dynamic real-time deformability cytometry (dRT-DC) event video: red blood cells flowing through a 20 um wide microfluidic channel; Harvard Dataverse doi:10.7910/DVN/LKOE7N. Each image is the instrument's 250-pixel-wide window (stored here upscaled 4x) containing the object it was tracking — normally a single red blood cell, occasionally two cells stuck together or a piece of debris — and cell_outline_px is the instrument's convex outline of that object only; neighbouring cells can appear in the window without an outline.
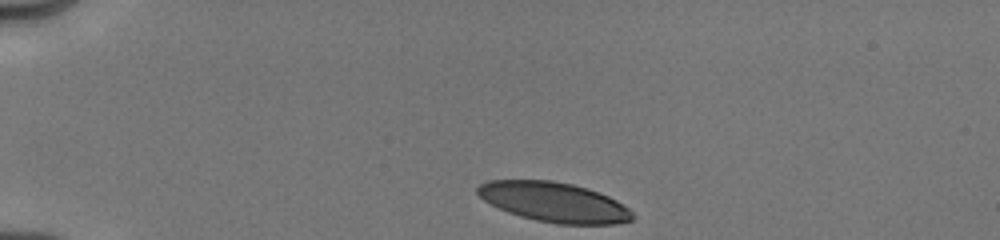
{"species": "human", "species_latin": "Homo sapiens", "temperature_condition": "cold", "stored_images_in_passage": 8, "camera_frame_rate_fps": 3000, "um_per_image_px": 0.085, "donor": {"sex": "male"}, "frame": {"image": 1, "passage_image": 1, "time_ms": 0.0, "image_size_px": [1000, 240], "cell_outline_px": [[636, 220], [616, 224], [556, 224], [536, 220], [520, 216], [508, 212], [484, 200], [476, 192], [476, 188], [480, 184], [488, 180], [552, 180], [572, 184], [588, 188], [608, 196], [616, 200], [628, 208], [636, 216]], "centroid_in_image_um": [47.13, 17.18], "position_along_channel_um": 37.9, "area_um2": 36.01}}
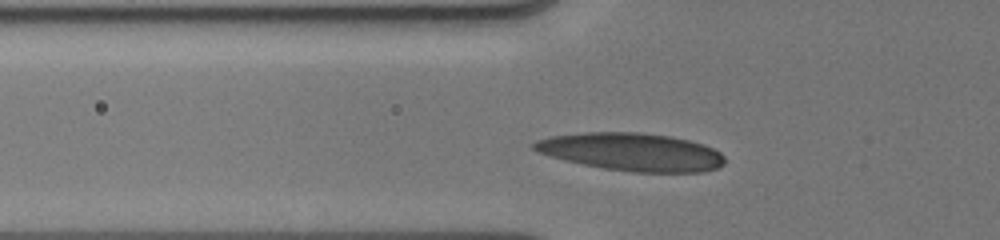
{"frame": {"image": 2, "passage_image": 6, "time_ms": 2.333, "image_size_px": [1000, 240], "cell_outline_px": [[724, 164], [716, 168], [704, 172], [632, 172], [604, 168], [564, 160], [536, 152], [532, 148], [532, 144], [536, 140], [552, 136], [584, 132], [640, 132], [672, 136], [704, 144], [720, 152], [724, 156]], "centroid_in_image_um": [53.69, 12.91], "position_along_channel_um": 72.1, "area_um2": 42.14}}